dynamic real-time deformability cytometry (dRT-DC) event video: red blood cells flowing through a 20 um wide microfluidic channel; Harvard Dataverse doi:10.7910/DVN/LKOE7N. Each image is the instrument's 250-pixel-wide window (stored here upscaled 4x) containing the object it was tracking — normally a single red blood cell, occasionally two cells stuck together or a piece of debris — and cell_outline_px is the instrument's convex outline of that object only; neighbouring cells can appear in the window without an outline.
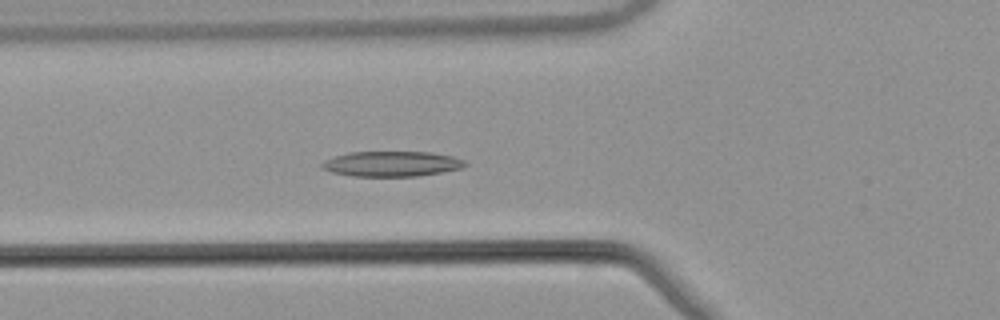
{"species": "common noctule bat (a hibernating species)", "species_latin": "Nyctalus noctula", "temperature_condition": "warm", "stored_images_in_passage": 54, "camera_frame_rate_fps": 3000, "um_per_image_px": 0.085, "animal": {"sex": "male", "body_mass_g": 21.5, "forearm_length_mm": 52.0}, "frame": {"image": 1, "passage_image": 20, "time_ms": 6.333, "image_size_px": [1000, 320], "cell_outline_px": [[468, 164], [464, 168], [416, 176], [352, 176], [332, 172], [320, 168], [320, 164], [324, 160], [348, 152], [432, 152], [452, 156], [464, 160]], "centroid_in_image_um": [33.29, 13.92], "position_along_channel_um": 92.5, "area_um2": 21.1}}
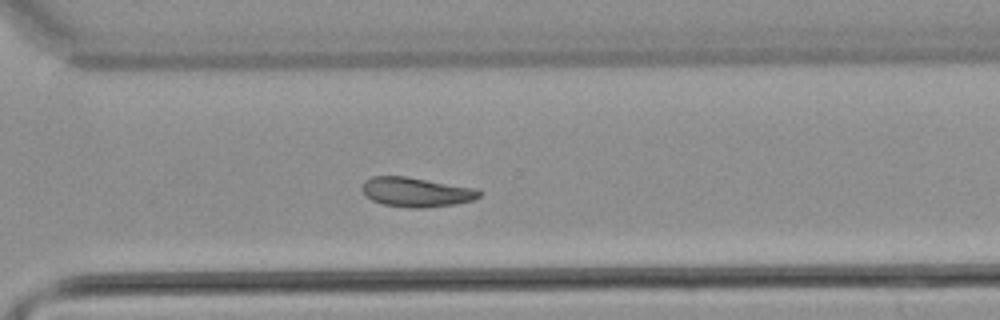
{"frame": {"image": 2, "passage_image": 39, "time_ms": 12.667, "image_size_px": [1000, 320], "cell_outline_px": [[484, 192], [480, 196], [472, 200], [456, 204], [424, 208], [408, 208], [384, 204], [372, 200], [360, 188], [360, 184], [364, 180], [372, 176], [404, 176], [472, 188]], "centroid_in_image_um": [35.34, 16.33], "position_along_channel_um": 335.3, "area_um2": 20.0}}
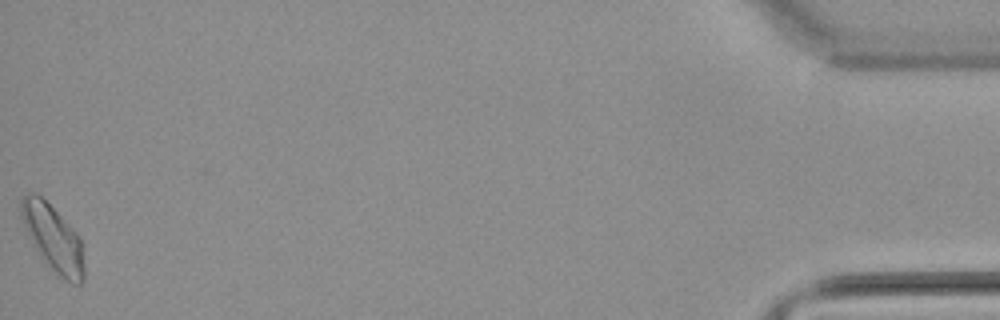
{"frame": {"image": 3, "passage_image": 54, "time_ms": 17.667, "image_size_px": [1000, 320], "cell_outline_px": [[84, 280], [80, 284], [72, 284], [56, 276], [40, 256], [32, 244], [20, 216], [20, 200], [28, 192], [32, 192], [40, 196], [76, 232], [80, 240], [84, 268]], "centroid_in_image_um": [4.49, 20.29], "position_along_channel_um": 430.7, "area_um2": 24.16}}